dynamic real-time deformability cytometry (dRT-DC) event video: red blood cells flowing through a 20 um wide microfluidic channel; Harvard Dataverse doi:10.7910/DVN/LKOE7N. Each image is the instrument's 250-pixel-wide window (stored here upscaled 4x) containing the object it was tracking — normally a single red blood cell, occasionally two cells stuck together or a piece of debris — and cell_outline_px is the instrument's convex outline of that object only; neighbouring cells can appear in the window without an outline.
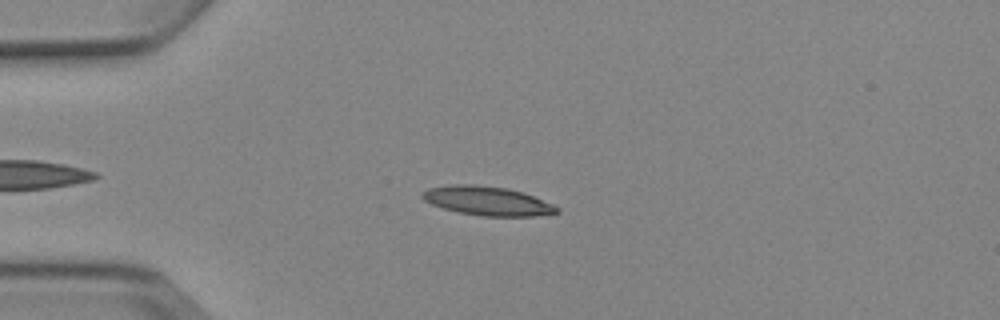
{"species": "Egyptian fruit bat (a non-hibernating species)", "species_latin": "Rousettus aegyptiacus", "temperature_condition": "cold", "stored_images_in_passage": 9, "camera_frame_rate_fps": 3000, "um_per_image_px": 0.085, "animal": {"sex": "female"}, "frame": {"image": 1, "passage_image": 4, "time_ms": 3.667, "image_size_px": [1000, 320], "cell_outline_px": [[560, 212], [536, 216], [480, 216], [460, 212], [444, 208], [432, 204], [424, 200], [420, 196], [420, 192], [428, 188], [448, 184], [476, 184], [508, 188], [524, 192], [552, 204], [560, 208]], "centroid_in_image_um": [41.41, 17.06], "position_along_channel_um": 43.6, "area_um2": 22.95}}
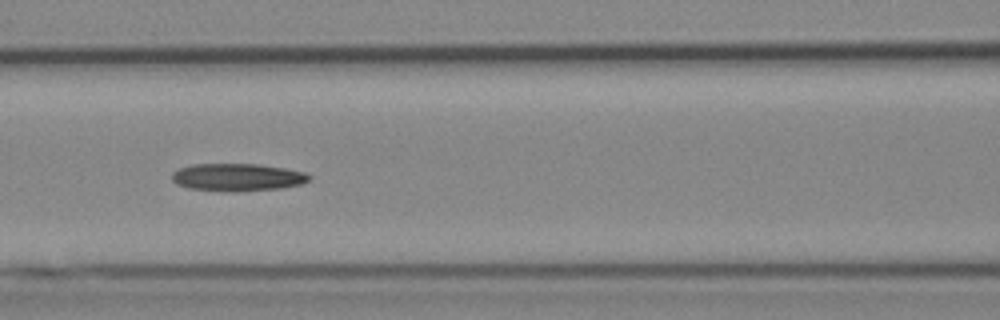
{"frame": {"image": 2, "passage_image": 7, "time_ms": 7.0, "image_size_px": [1000, 320], "cell_outline_px": [[312, 180], [300, 184], [280, 188], [236, 192], [232, 192], [188, 188], [176, 184], [172, 180], [172, 172], [180, 168], [192, 164], [256, 164], [284, 168], [304, 172], [312, 176]], "centroid_in_image_um": [20.18, 15.07], "position_along_channel_um": 146.4, "area_um2": 22.14}}
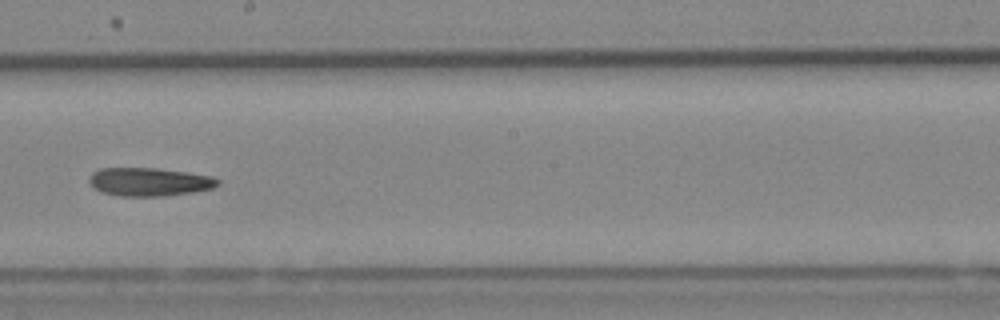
{"frame": {"image": 3, "passage_image": 9, "time_ms": 9.333, "image_size_px": [1000, 320], "cell_outline_px": [[220, 184], [212, 188], [192, 192], [168, 196], [120, 196], [100, 192], [92, 188], [88, 184], [88, 176], [92, 172], [100, 168], [156, 168], [188, 172], [212, 176], [220, 180]], "centroid_in_image_um": [12.64, 15.46], "position_along_channel_um": 235.6, "area_um2": 21.62}}